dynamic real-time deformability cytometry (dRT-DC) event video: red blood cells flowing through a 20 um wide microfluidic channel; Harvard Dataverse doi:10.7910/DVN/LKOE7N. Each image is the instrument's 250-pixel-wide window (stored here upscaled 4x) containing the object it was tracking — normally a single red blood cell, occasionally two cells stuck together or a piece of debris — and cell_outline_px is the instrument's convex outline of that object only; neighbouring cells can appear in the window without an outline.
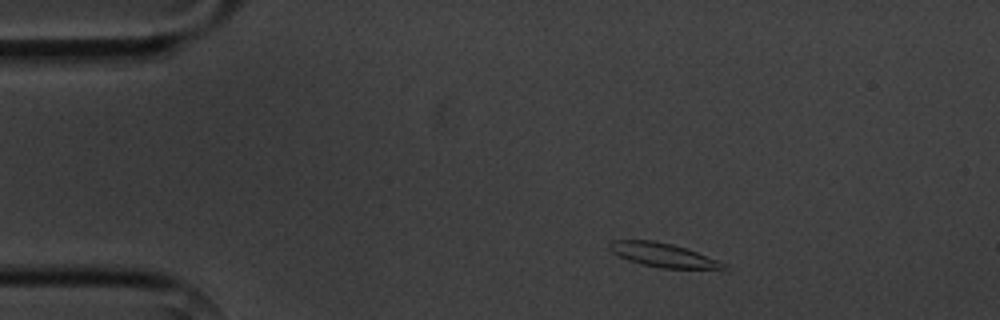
{"species": "common noctule bat (a hibernating species)", "species_latin": "Nyctalus noctula", "temperature_condition": "cold", "stored_images_in_passage": 2, "camera_frame_rate_fps": 3000, "um_per_image_px": 0.085, "animal": {"sex": "male", "body_mass_g": 20.1, "forearm_length_mm": 53.5}, "frame": {"image": 1, "passage_image": 1, "time_ms": 0.0, "image_size_px": [1000, 320], "cell_outline_px": [[732, 268], [660, 268], [628, 260], [612, 252], [608, 248], [608, 244], [612, 240], [652, 240], [672, 244], [720, 260], [728, 264]], "centroid_in_image_um": [56.36, 21.67], "position_along_channel_um": 28.6, "area_um2": 15.72}}